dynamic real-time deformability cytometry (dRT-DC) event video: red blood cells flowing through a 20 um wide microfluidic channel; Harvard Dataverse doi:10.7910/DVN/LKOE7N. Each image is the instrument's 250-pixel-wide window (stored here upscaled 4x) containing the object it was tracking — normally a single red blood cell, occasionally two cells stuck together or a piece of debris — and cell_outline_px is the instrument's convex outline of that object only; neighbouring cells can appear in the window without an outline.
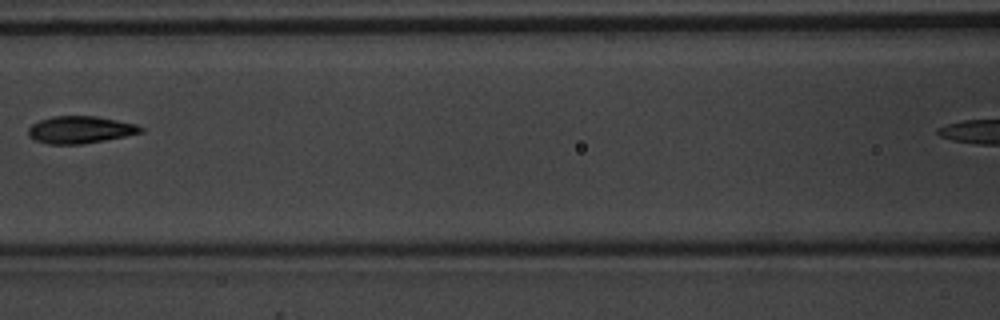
{"species": "common noctule bat (a hibernating species)", "species_latin": "Nyctalus noctula", "temperature_condition": "warm", "stored_images_in_passage": 6, "segment_of_instrument_passage": [1, 2], "camera_frame_rate_fps": 3000, "um_per_image_px": 0.085, "animal": {"sex": "male", "body_mass_g": 20.1, "forearm_length_mm": 53.5}, "frame": {"image": 1, "passage_image": 5, "time_ms": 1.333, "image_size_px": [1000, 320], "cell_outline_px": [[144, 132], [104, 140], [80, 144], [48, 144], [36, 140], [28, 136], [28, 128], [32, 124], [40, 120], [52, 116], [96, 116], [136, 124], [144, 128]], "centroid_in_image_um": [6.81, 11.02], "position_along_channel_um": 159.8, "area_um2": 17.74}}